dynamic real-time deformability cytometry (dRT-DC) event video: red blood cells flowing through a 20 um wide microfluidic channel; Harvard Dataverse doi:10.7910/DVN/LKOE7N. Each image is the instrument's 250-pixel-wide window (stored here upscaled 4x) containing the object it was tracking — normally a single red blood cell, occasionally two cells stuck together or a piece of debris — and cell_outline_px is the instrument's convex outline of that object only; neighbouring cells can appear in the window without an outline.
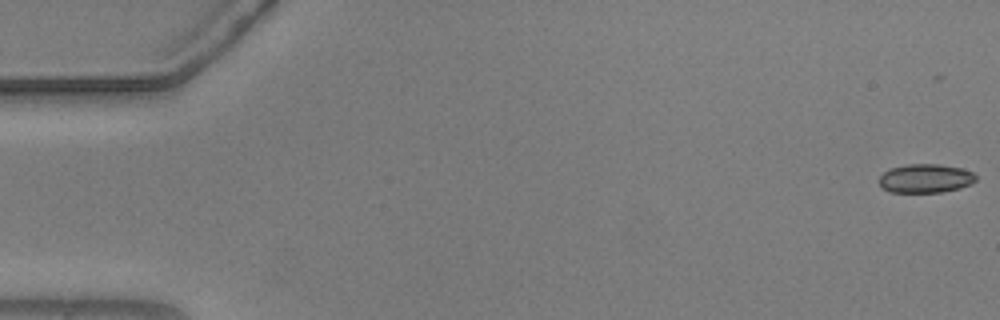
{"species": "common noctule bat (a hibernating species)", "species_latin": "Nyctalus noctula", "temperature_condition": "warm", "stored_images_in_passage": 46, "camera_frame_rate_fps": 3000, "um_per_image_px": 0.085, "animal": {"sex": "male", "body_mass_g": 20.5, "forearm_length_mm": 52.5}, "frame": {"image": 1, "passage_image": 1, "time_ms": 0.0, "image_size_px": [1000, 320], "cell_outline_px": [[976, 180], [972, 184], [960, 188], [940, 192], [888, 192], [880, 184], [880, 176], [888, 168], [908, 164], [940, 164], [960, 168], [972, 172], [976, 176]], "centroid_in_image_um": [78.67, 15.16], "position_along_channel_um": 6.3, "area_um2": 16.24}}
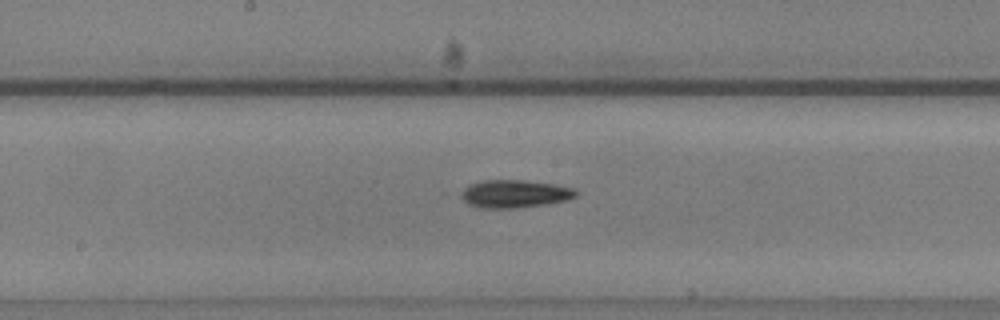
{"frame": {"image": 2, "passage_image": 29, "time_ms": 9.333, "image_size_px": [1000, 320], "cell_outline_px": [[580, 192], [576, 196], [568, 200], [548, 204], [516, 208], [480, 208], [468, 204], [460, 196], [464, 188], [468, 184], [480, 180], [524, 180], [556, 184], [576, 188]], "centroid_in_image_um": [43.79, 16.47], "position_along_channel_um": 204.4, "area_um2": 19.02}}
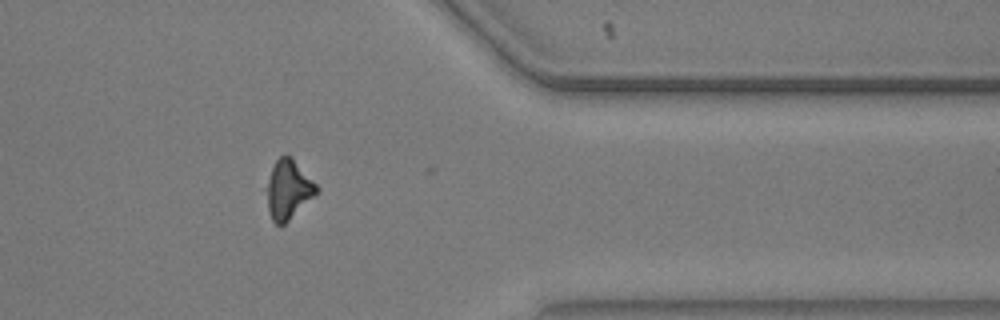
{"frame": {"image": 3, "passage_image": 45, "time_ms": 14.667, "image_size_px": [1000, 320], "cell_outline_px": [[320, 192], [284, 224], [276, 224], [272, 220], [268, 208], [264, 188], [272, 168], [276, 160], [284, 152], [288, 152], [292, 156], [320, 188]], "centroid_in_image_um": [24.51, 16.06], "position_along_channel_um": 386.9, "area_um2": 17.69}, "authors_computed_cell_mechanics": {"area_um2": 17.8891, "velocity_mm_per_s": 3.7073, "shape_relaxation_time_tau1_ms": 1.4801, "shape_relaxation_time_tau2_ms": 5.4525, "deformation_change_tau1": 0.1337, "deformation_change_tau2": 0.1166}}